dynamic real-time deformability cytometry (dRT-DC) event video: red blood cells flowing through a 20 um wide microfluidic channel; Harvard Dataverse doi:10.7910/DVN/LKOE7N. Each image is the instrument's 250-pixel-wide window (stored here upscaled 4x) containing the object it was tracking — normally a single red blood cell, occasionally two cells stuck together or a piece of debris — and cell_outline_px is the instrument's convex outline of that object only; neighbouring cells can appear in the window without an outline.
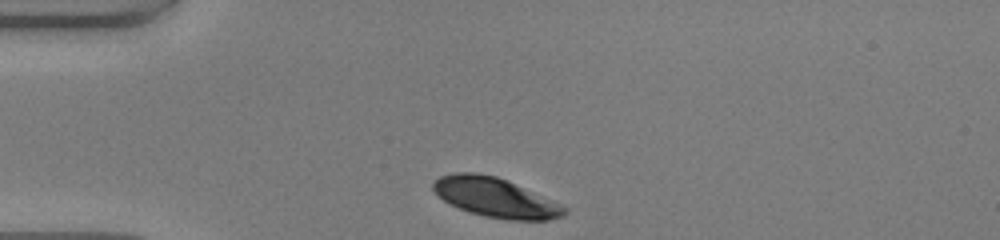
{"species": "human", "species_latin": "Homo sapiens", "temperature_condition": "warm", "stored_images_in_passage": 29, "camera_frame_rate_fps": 3000, "um_per_image_px": 0.085, "donor": {"sex": "male"}, "frame": {"image": 1, "passage_image": 1, "time_ms": 0.0, "image_size_px": [1000, 240], "cell_outline_px": [[568, 212], [564, 216], [548, 220], [508, 220], [484, 216], [468, 212], [448, 204], [432, 188], [432, 184], [440, 176], [456, 172], [476, 172], [496, 176], [508, 180], [552, 200], [568, 208]], "centroid_in_image_um": [42.12, 16.79], "position_along_channel_um": 42.9, "area_um2": 30.29}}
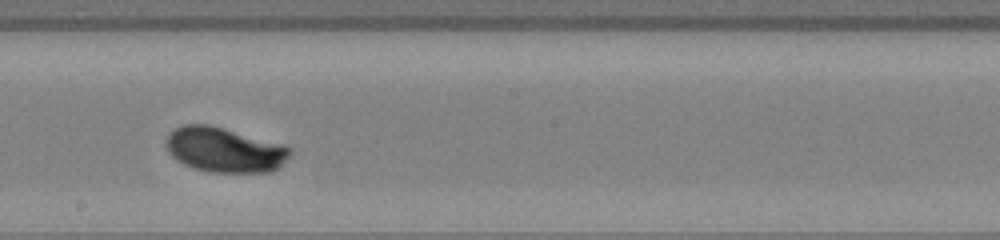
{"frame": {"image": 2, "passage_image": 17, "time_ms": 5.333, "image_size_px": [1000, 240], "cell_outline_px": [[292, 152], [280, 168], [272, 172], [208, 172], [184, 164], [176, 160], [168, 152], [164, 144], [168, 132], [184, 124], [208, 124], [224, 128], [284, 144], [292, 148]], "centroid_in_image_um": [19.09, 12.73], "position_along_channel_um": 229.1, "area_um2": 32.77}}
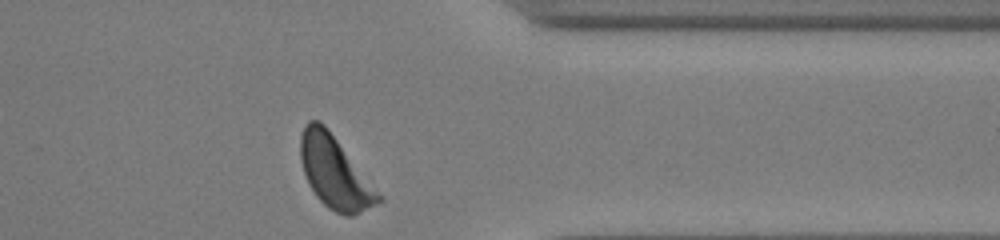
{"frame": {"image": 3, "passage_image": 29, "time_ms": 9.333, "image_size_px": [1000, 240], "cell_outline_px": [[384, 200], [352, 216], [344, 216], [328, 208], [316, 196], [308, 184], [300, 160], [300, 136], [308, 120], [320, 120], [324, 124], [384, 196]], "centroid_in_image_um": [28.47, 14.66], "position_along_channel_um": 382.9, "area_um2": 32.83}, "authors_computed_cell_mechanics": {"area_um2": 32.368, "velocity_mm_per_s": 4.0635, "shape_relaxation_time_tau1_ms": 2.1473, "shape_relaxation_time_tau2_ms": null, "deformation_change_tau1": 0.136, "deformation_change_tau2": null}}